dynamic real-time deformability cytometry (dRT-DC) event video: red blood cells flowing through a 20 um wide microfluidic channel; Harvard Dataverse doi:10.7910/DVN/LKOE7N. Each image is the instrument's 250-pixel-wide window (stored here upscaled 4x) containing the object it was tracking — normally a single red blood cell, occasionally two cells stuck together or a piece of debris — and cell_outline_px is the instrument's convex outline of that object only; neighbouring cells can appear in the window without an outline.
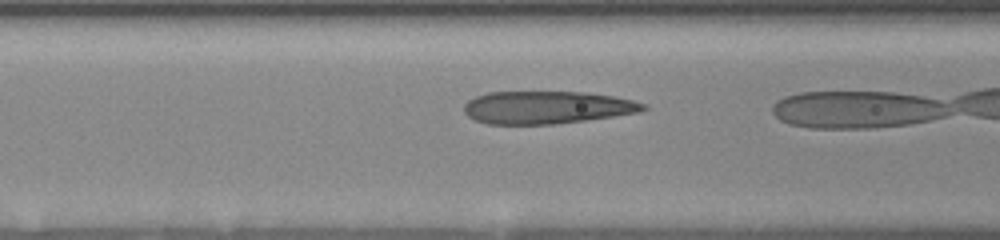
{"species": "human", "species_latin": "Homo sapiens", "temperature_condition": "room temperature", "stored_images_in_passage": 10, "camera_frame_rate_fps": 3000, "um_per_image_px": 0.085, "donor": {"sex": "female"}, "frame": {"image": 1, "passage_image": 6, "time_ms": 1.0, "image_size_px": [1000, 240], "cell_outline_px": [[648, 108], [640, 112], [556, 124], [488, 124], [476, 120], [468, 116], [464, 112], [464, 104], [468, 100], [476, 96], [488, 92], [588, 92], [612, 96], [632, 100], [648, 104]], "centroid_in_image_um": [46.49, 9.13], "position_along_channel_um": 120.1, "area_um2": 34.1}}